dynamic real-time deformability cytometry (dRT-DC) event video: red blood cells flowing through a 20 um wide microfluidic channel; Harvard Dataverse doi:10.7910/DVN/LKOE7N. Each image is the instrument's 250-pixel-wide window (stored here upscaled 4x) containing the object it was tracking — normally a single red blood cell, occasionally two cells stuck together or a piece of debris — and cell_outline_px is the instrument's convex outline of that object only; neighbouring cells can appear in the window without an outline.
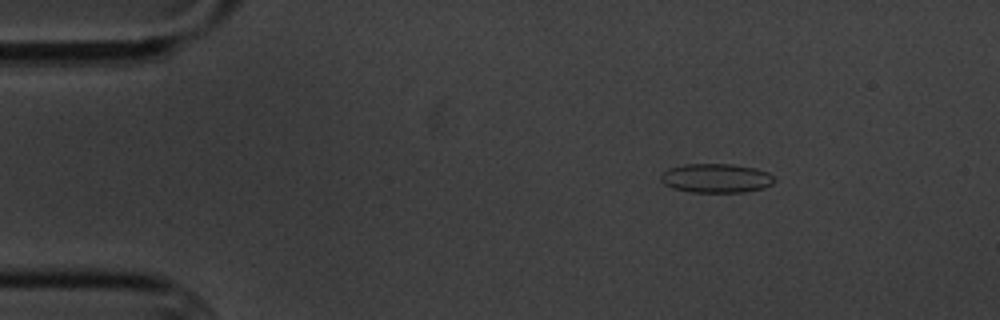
{"species": "common noctule bat (a hibernating species)", "species_latin": "Nyctalus noctula", "temperature_condition": "cold", "stored_images_in_passage": 50, "camera_frame_rate_fps": 3000, "um_per_image_px": 0.085, "animal": {"sex": "male", "body_mass_g": 20.1, "forearm_length_mm": 53.5}, "frame": {"image": 1, "passage_image": 1, "time_ms": 0.0, "image_size_px": [1000, 320], "cell_outline_px": [[776, 180], [772, 184], [764, 188], [744, 192], [692, 192], [672, 188], [664, 184], [660, 180], [660, 176], [668, 168], [684, 164], [732, 164], [756, 168], [768, 172]], "centroid_in_image_um": [60.87, 15.14], "position_along_channel_um": 24.1, "area_um2": 19.36}}
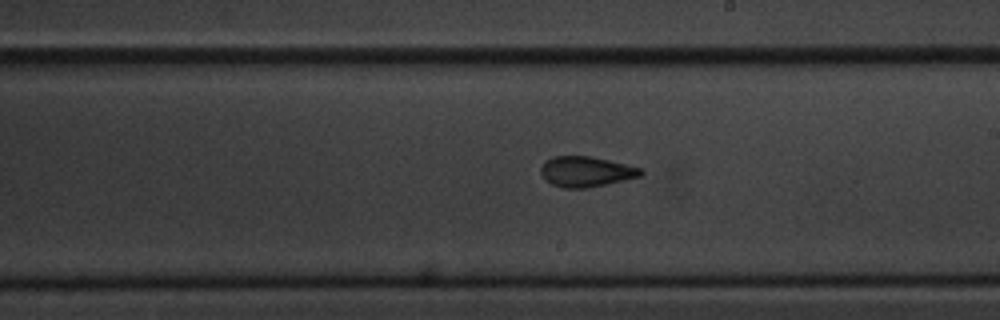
{"frame": {"image": 2, "passage_image": 25, "time_ms": 8.0, "image_size_px": [1000, 320], "cell_outline_px": [[644, 172], [640, 176], [624, 180], [588, 188], [564, 188], [552, 184], [544, 180], [540, 172], [540, 168], [544, 160], [552, 156], [592, 156], [640, 168]], "centroid_in_image_um": [49.75, 14.58], "position_along_channel_um": 239.2, "area_um2": 17.74}}
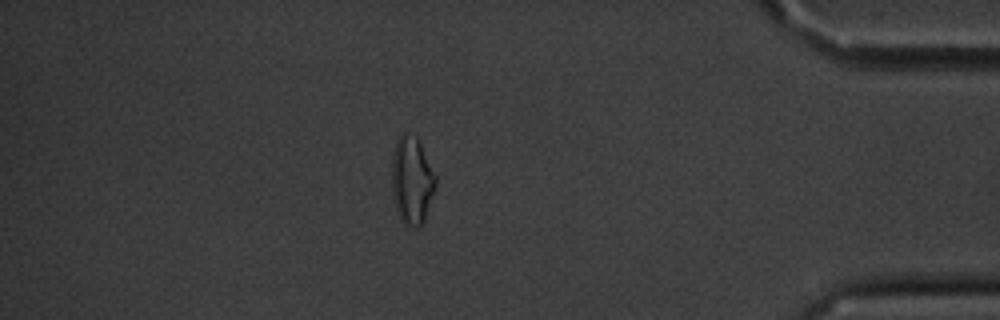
{"frame": {"image": 3, "passage_image": 42, "time_ms": 13.667, "image_size_px": [1000, 320], "cell_outline_px": [[436, 184], [424, 220], [416, 228], [404, 224], [400, 220], [396, 208], [392, 188], [392, 156], [396, 140], [404, 132], [408, 132], [416, 136], [420, 140], [436, 176]], "centroid_in_image_um": [35.0, 15.28], "position_along_channel_um": 400.2, "area_um2": 22.43}, "authors_computed_cell_mechanics": {"area_um2": 18.0336, "velocity_mm_per_s": 3.5069, "shape_relaxation_time_tau1_ms": 5.9279, "shape_relaxation_time_tau2_ms": 1.6317, "deformation_change_tau1": 0.1349, "deformation_change_tau2": 0.0927}}